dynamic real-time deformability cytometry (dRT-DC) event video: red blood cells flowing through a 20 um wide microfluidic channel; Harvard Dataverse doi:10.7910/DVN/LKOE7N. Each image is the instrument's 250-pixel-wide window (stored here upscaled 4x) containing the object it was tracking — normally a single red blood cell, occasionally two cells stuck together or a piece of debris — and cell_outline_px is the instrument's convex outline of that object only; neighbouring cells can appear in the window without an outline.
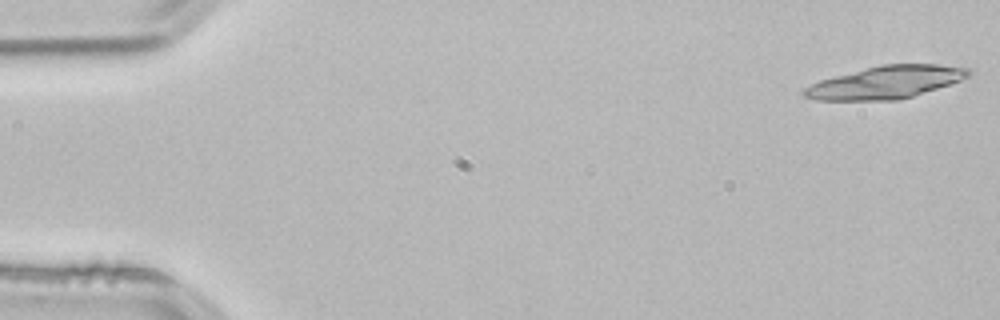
{"species": "common noctule bat (a hibernating species)", "species_latin": "Nyctalus noctula", "temperature_condition": "room temperature", "stored_images_in_passage": 39, "camera_frame_rate_fps": 3000, "um_per_image_px": 0.085, "animal": {"sex": "male", "body_mass_g": 21.5, "forearm_length_mm": 52.0}, "frame": {"image": 1, "passage_image": 1, "time_ms": 0.0, "image_size_px": [1000, 320], "cell_outline_px": [[972, 76], [900, 100], [816, 100], [804, 96], [804, 88], [820, 80], [880, 64], [940, 64], [968, 68], [972, 72]], "centroid_in_image_um": [75.31, 6.99], "position_along_channel_um": 9.7, "area_um2": 30.92}}